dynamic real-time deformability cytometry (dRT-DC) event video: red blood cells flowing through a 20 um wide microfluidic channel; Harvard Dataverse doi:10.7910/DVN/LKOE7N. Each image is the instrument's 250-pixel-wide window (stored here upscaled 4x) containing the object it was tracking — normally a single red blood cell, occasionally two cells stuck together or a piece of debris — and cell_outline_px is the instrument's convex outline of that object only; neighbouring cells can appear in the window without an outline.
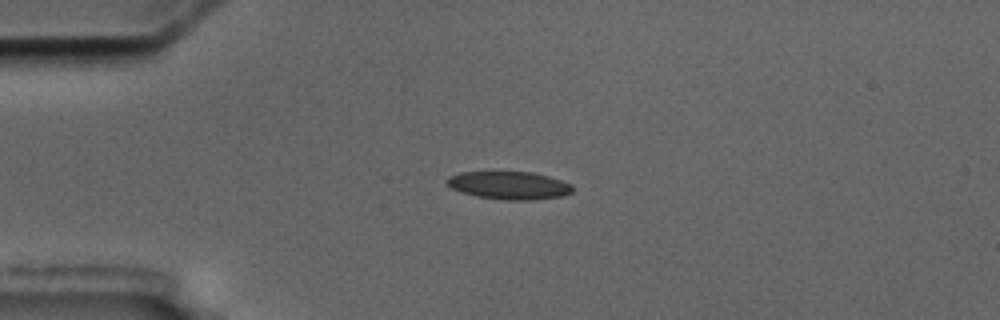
{"species": "common noctule bat (a hibernating species)", "species_latin": "Nyctalus noctula", "temperature_condition": "cold", "stored_images_in_passage": 2, "camera_frame_rate_fps": 3000, "um_per_image_px": 0.085, "animal": {"sex": "male", "body_mass_g": 17.5, "forearm_length_mm": 52.3}, "frame": {"image": 1, "passage_image": 1, "time_ms": 0.0, "image_size_px": [1000, 320], "cell_outline_px": [[572, 192], [564, 196], [532, 200], [504, 200], [476, 196], [460, 192], [444, 184], [444, 180], [448, 176], [460, 172], [532, 172], [548, 176], [572, 184]], "centroid_in_image_um": [43.23, 15.76], "position_along_channel_um": 41.8, "area_um2": 20.63}}